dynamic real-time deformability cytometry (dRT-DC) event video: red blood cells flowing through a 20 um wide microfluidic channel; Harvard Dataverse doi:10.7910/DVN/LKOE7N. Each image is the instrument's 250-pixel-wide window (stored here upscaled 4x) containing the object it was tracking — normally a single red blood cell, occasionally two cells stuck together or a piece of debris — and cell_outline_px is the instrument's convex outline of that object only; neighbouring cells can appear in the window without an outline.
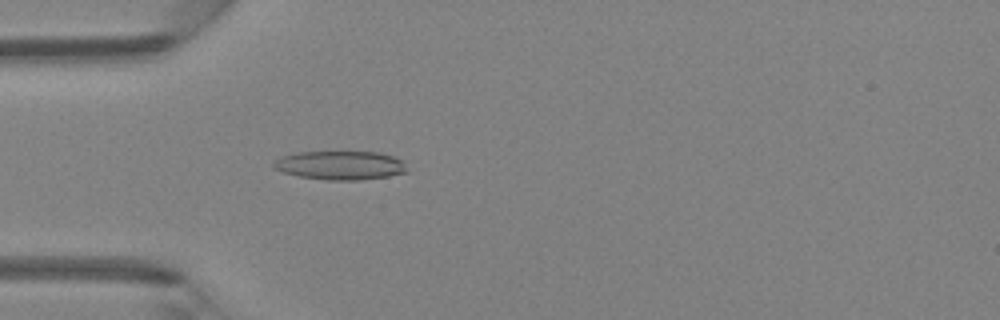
{"species": "Egyptian fruit bat (a non-hibernating species)", "species_latin": "Rousettus aegyptiacus", "temperature_condition": "room temperature", "stored_images_in_passage": 4, "camera_frame_rate_fps": 3000, "um_per_image_px": 0.085, "animal": {"sex": "female"}, "frame": {"image": 1, "passage_image": 4, "time_ms": 4.333, "image_size_px": [1000, 320], "cell_outline_px": [[408, 172], [388, 176], [360, 180], [328, 180], [300, 176], [284, 172], [272, 168], [272, 160], [280, 156], [296, 152], [380, 152], [392, 156], [400, 160], [404, 164]], "centroid_in_image_um": [28.87, 14.05], "position_along_channel_um": 56.1, "area_um2": 22.43}}